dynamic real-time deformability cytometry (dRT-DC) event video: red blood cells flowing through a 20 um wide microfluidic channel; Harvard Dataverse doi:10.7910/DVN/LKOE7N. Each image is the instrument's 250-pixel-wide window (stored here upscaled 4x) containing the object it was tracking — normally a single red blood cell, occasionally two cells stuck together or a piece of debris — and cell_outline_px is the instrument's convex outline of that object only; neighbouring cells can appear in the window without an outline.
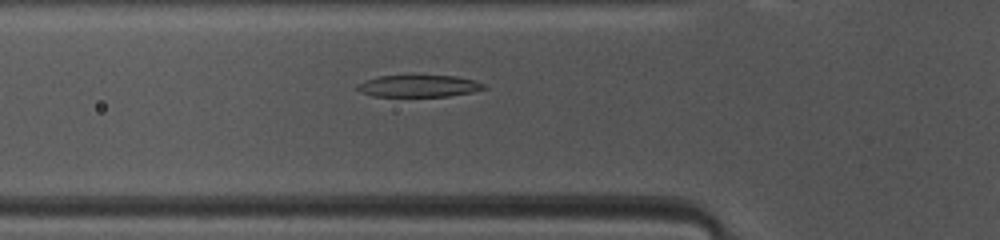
{"species": "common noctule bat (a hibernating species)", "species_latin": "Nyctalus noctula", "temperature_condition": "warm", "stored_images_in_passage": 46, "camera_frame_rate_fps": 3000, "um_per_image_px": 0.085, "animal": {"sex": "female", "body_mass_g": 10.0, "forearm_length_mm": 53.1}, "frame": {"image": 1, "passage_image": 14, "time_ms": 4.333, "image_size_px": [1000, 240], "cell_outline_px": [[488, 88], [472, 92], [448, 96], [372, 96], [360, 92], [356, 88], [356, 84], [364, 80], [380, 76], [456, 76], [476, 80], [484, 84]], "centroid_in_image_um": [35.59, 7.31], "position_along_channel_um": 90.2, "area_um2": 16.18}}
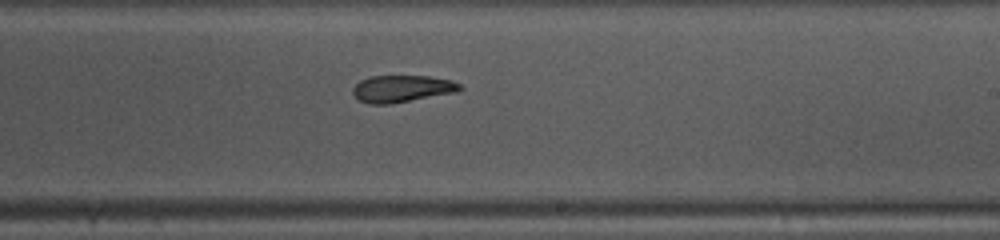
{"frame": {"image": 2, "passage_image": 26, "time_ms": 8.333, "image_size_px": [1000, 240], "cell_outline_px": [[464, 88], [456, 92], [388, 104], [368, 104], [360, 100], [352, 92], [352, 88], [360, 80], [372, 76], [432, 76], [452, 80], [460, 84]], "centroid_in_image_um": [34.18, 7.53], "position_along_channel_um": 254.8, "area_um2": 16.76}}
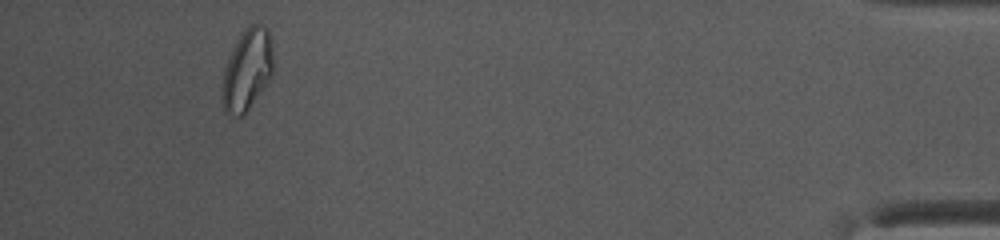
{"frame": {"image": 3, "passage_image": 43, "time_ms": 14.0, "image_size_px": [1000, 240], "cell_outline_px": [[272, 72], [268, 80], [244, 116], [236, 116], [224, 112], [220, 100], [220, 96], [224, 68], [228, 56], [240, 36], [252, 24], [260, 24], [268, 28], [272, 40]], "centroid_in_image_um": [20.97, 5.97], "position_along_channel_um": 414.2, "area_um2": 24.22}, "authors_computed_cell_mechanics": {"area_um2": 18.6694, "velocity_mm_per_s": 4.0947, "shape_relaxation_time_tau1_ms": 5.545, "shape_relaxation_time_tau2_ms": 2.9119, "deformation_change_tau1": 0.1941, "deformation_change_tau2": 0.113}}